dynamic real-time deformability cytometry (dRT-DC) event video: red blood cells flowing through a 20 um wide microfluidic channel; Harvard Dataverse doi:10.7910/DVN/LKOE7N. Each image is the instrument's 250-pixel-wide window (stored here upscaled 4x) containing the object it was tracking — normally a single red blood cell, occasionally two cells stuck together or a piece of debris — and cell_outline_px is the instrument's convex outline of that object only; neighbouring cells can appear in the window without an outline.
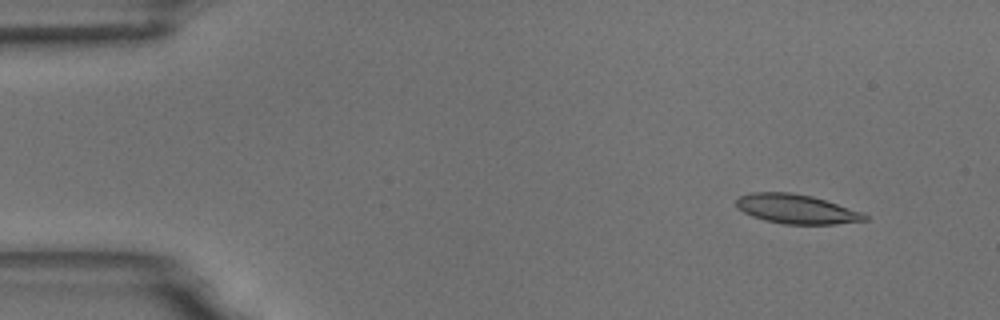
{"species": "common noctule bat (a hibernating species)", "species_latin": "Nyctalus noctula", "temperature_condition": "room temperature", "stored_images_in_passage": 5, "camera_frame_rate_fps": 3000, "um_per_image_px": 0.085, "animal": {"sex": "male", "body_mass_g": 18.8}, "frame": {"image": 1, "passage_image": 2, "time_ms": 1.0, "image_size_px": [1000, 320], "cell_outline_px": [[868, 220], [836, 224], [784, 224], [764, 220], [752, 216], [736, 208], [736, 200], [740, 196], [752, 192], [792, 192], [812, 196], [860, 212], [868, 216]], "centroid_in_image_um": [67.65, 17.77], "position_along_channel_um": 17.4, "area_um2": 21.79}}
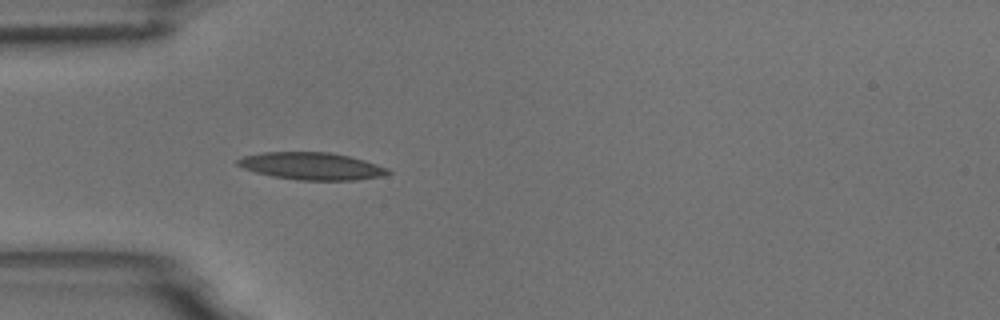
{"frame": {"image": 2, "passage_image": 5, "time_ms": 4.667, "image_size_px": [1000, 320], "cell_outline_px": [[392, 172], [384, 176], [356, 180], [296, 180], [272, 176], [256, 172], [244, 168], [236, 164], [236, 160], [244, 156], [264, 152], [332, 152], [364, 160], [388, 168]], "centroid_in_image_um": [26.51, 14.12], "position_along_channel_um": 58.5, "area_um2": 23.93}}